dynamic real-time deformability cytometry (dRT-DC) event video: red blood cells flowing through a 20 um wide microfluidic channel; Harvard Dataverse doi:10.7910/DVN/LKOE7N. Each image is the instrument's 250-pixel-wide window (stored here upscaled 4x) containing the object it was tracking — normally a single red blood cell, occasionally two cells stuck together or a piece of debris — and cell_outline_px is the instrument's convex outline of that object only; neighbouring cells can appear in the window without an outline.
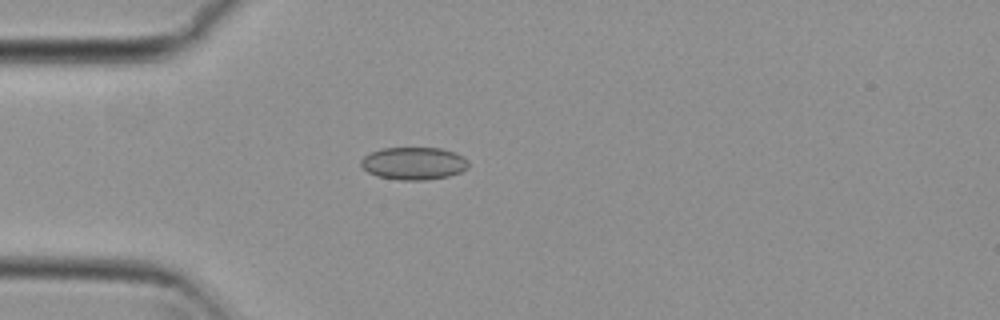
{"species": "common noctule bat (a hibernating species)", "species_latin": "Nyctalus noctula", "temperature_condition": "cold", "stored_images_in_passage": 48, "camera_frame_rate_fps": 3000, "um_per_image_px": 0.085, "animal": {"sex": "female", "body_mass_g": 29.2, "forearm_length_mm": 56.3}, "frame": {"image": 1, "passage_image": 8, "time_ms": 2.333, "image_size_px": [1000, 320], "cell_outline_px": [[468, 168], [460, 172], [448, 176], [424, 180], [400, 180], [376, 176], [368, 172], [360, 164], [360, 160], [364, 156], [372, 152], [384, 148], [440, 148], [456, 152], [464, 156], [468, 160]], "centroid_in_image_um": [35.19, 13.88], "position_along_channel_um": 49.8, "area_um2": 20.46}}
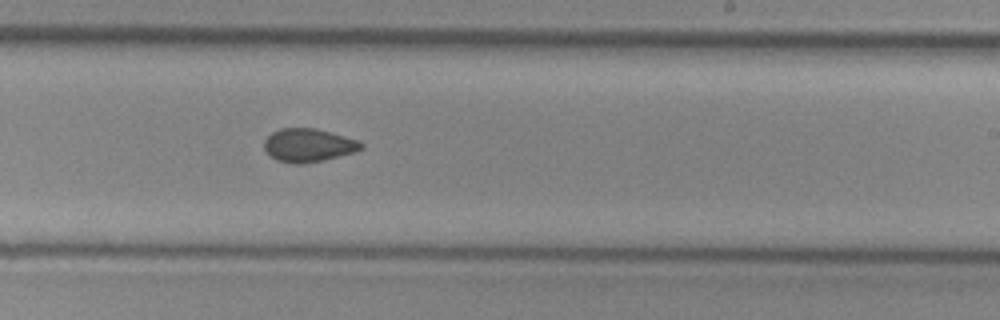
{"frame": {"image": 2, "passage_image": 26, "time_ms": 8.333, "image_size_px": [1000, 320], "cell_outline_px": [[364, 148], [356, 152], [324, 160], [304, 164], [292, 164], [276, 160], [264, 148], [264, 140], [272, 132], [280, 128], [316, 128], [360, 140], [364, 144]], "centroid_in_image_um": [26.25, 12.35], "position_along_channel_um": 262.7, "area_um2": 19.07}}
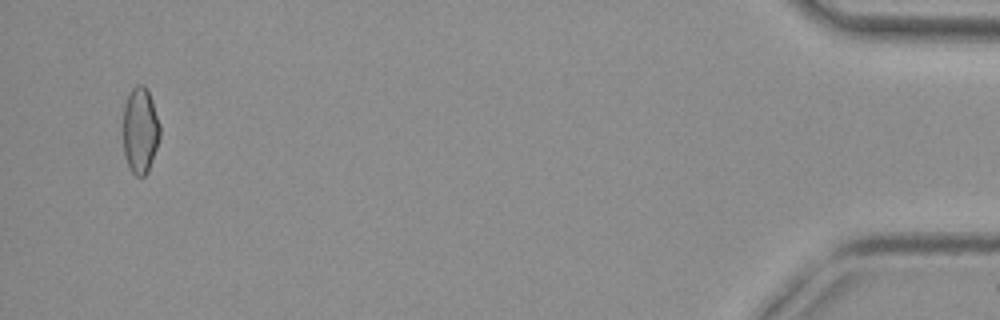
{"frame": {"image": 3, "passage_image": 46, "time_ms": 15.0, "image_size_px": [1000, 320], "cell_outline_px": [[160, 136], [148, 172], [144, 176], [136, 176], [128, 168], [124, 156], [124, 104], [132, 88], [136, 84], [144, 84], [148, 88], [160, 124]], "centroid_in_image_um": [11.92, 11.07], "position_along_channel_um": 423.3, "area_um2": 18.61}, "authors_computed_cell_mechanics": {"area_um2": 19.074, "velocity_mm_per_s": 3.7354, "shape_relaxation_time_tau1_ms": null, "shape_relaxation_time_tau2_ms": 3.334, "deformation_change_tau1": null, "deformation_change_tau2": 0.0729}}